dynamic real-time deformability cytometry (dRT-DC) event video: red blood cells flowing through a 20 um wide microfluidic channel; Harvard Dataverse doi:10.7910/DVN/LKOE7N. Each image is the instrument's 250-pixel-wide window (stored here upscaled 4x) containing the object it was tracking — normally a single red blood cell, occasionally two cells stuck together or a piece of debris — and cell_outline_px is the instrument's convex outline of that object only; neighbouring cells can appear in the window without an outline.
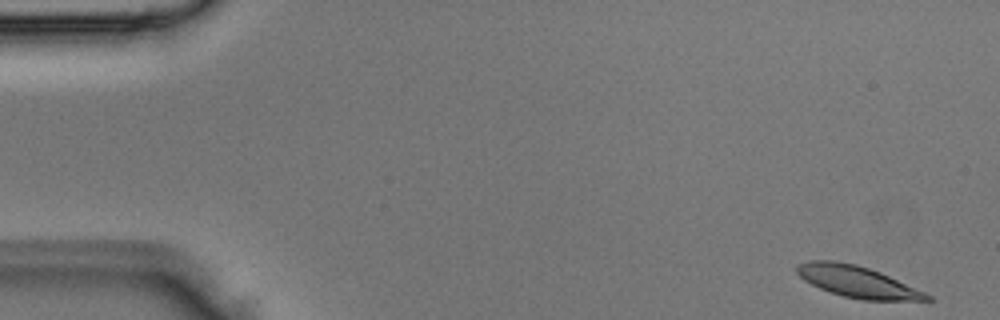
{"species": "Egyptian fruit bat (a non-hibernating species)", "species_latin": "Rousettus aegyptiacus", "temperature_condition": "room temperature", "stored_images_in_passage": 4, "camera_frame_rate_fps": 3000, "um_per_image_px": 0.085, "animal": {"sex": "male"}, "frame": {"image": 1, "passage_image": 4, "time_ms": 1.0, "image_size_px": [1000, 320], "cell_outline_px": [[932, 300], [864, 300], [844, 296], [828, 292], [804, 280], [796, 272], [796, 264], [812, 260], [832, 260], [856, 264], [880, 272], [924, 292], [932, 296]], "centroid_in_image_um": [72.83, 23.93], "position_along_channel_um": 12.2, "area_um2": 23.58}}